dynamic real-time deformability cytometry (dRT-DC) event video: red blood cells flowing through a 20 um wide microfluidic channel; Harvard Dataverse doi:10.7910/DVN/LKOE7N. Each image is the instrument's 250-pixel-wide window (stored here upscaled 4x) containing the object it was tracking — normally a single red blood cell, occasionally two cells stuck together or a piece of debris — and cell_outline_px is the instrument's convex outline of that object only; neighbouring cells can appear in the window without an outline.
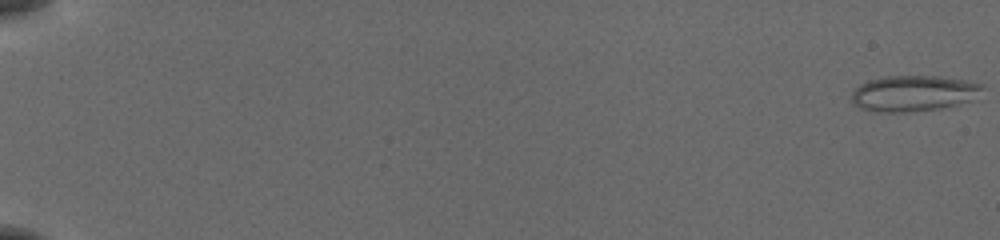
{"species": "common noctule bat (a hibernating species)", "species_latin": "Nyctalus noctula", "temperature_condition": "cold", "stored_images_in_passage": 54, "camera_frame_rate_fps": 3000, "um_per_image_px": 0.085, "animal": {"sex": "female", "body_mass_g": 19.5, "forearm_length_mm": 54.1}, "frame": {"image": 1, "passage_image": 1, "time_ms": 0.0, "image_size_px": [1000, 240], "cell_outline_px": [[984, 88], [976, 100], [940, 108], [904, 112], [872, 112], [860, 108], [852, 100], [852, 92], [860, 84], [868, 80], [888, 76], [940, 76], [964, 80], [984, 84]], "centroid_in_image_um": [77.69, 7.93], "position_along_channel_um": 7.3, "area_um2": 27.51}}
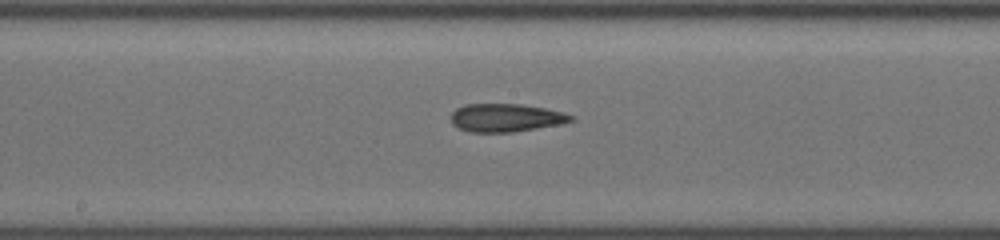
{"frame": {"image": 2, "passage_image": 32, "time_ms": 10.333, "image_size_px": [1000, 240], "cell_outline_px": [[576, 120], [556, 124], [512, 132], [468, 132], [452, 124], [452, 112], [456, 108], [464, 104], [520, 104], [544, 108], [560, 112], [572, 116]], "centroid_in_image_um": [42.93, 10.0], "position_along_channel_um": 205.3, "area_um2": 19.31}}
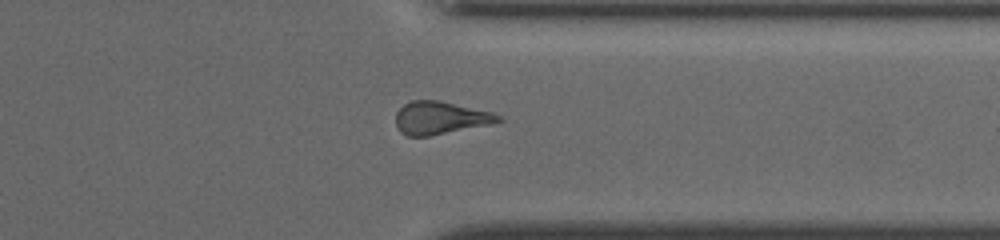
{"frame": {"image": 3, "passage_image": 45, "time_ms": 14.667, "image_size_px": [1000, 240], "cell_outline_px": [[504, 120], [492, 124], [428, 136], [408, 136], [400, 132], [396, 128], [396, 112], [404, 104], [412, 100], [440, 100], [492, 112], [500, 116]], "centroid_in_image_um": [37.42, 10.02], "position_along_channel_um": 374.0, "area_um2": 19.65}}